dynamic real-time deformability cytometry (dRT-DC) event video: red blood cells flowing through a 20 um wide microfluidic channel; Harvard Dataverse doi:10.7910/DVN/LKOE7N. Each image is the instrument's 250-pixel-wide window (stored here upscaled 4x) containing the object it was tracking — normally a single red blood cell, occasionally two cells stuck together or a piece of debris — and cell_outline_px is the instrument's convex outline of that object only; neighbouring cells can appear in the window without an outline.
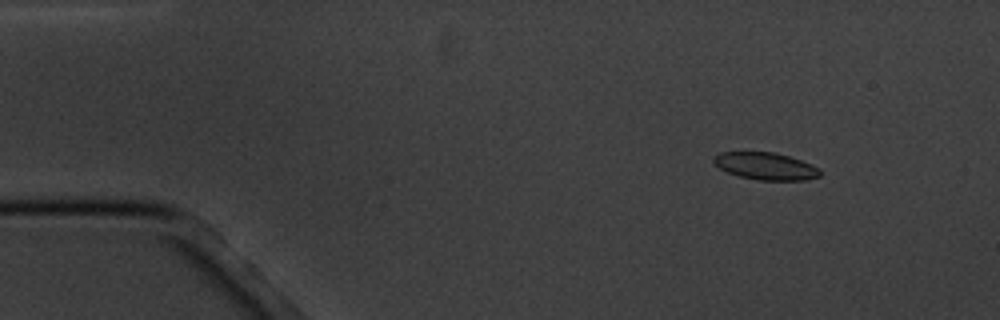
{"species": "common noctule bat (a hibernating species)", "species_latin": "Nyctalus noctula", "temperature_condition": "cold", "stored_images_in_passage": 7, "camera_frame_rate_fps": 3000, "um_per_image_px": 0.085, "animal": {"sex": "male", "body_mass_g": 20.1, "forearm_length_mm": 53.5}, "frame": {"image": 1, "passage_image": 1, "time_ms": 0.0, "image_size_px": [1000, 320], "cell_outline_px": [[820, 176], [804, 180], [756, 180], [740, 176], [728, 172], [720, 168], [712, 160], [712, 156], [720, 152], [772, 152], [788, 156], [812, 164], [820, 168]], "centroid_in_image_um": [65.07, 14.12], "position_along_channel_um": 19.9, "area_um2": 16.82}}
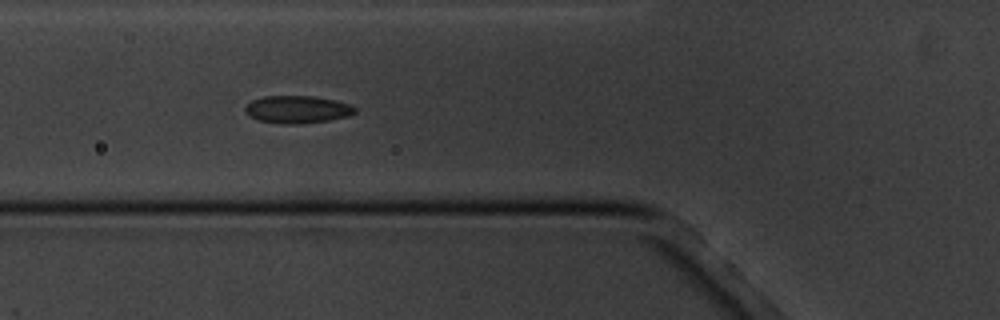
{"frame": {"image": 2, "passage_image": 5, "time_ms": 4.667, "image_size_px": [1000, 320], "cell_outline_px": [[356, 112], [348, 116], [328, 120], [296, 124], [284, 124], [260, 120], [248, 116], [244, 112], [244, 108], [252, 100], [264, 96], [312, 96], [336, 100], [348, 104], [356, 108]], "centroid_in_image_um": [25.25, 9.3], "position_along_channel_um": 100.5, "area_um2": 17.51}}
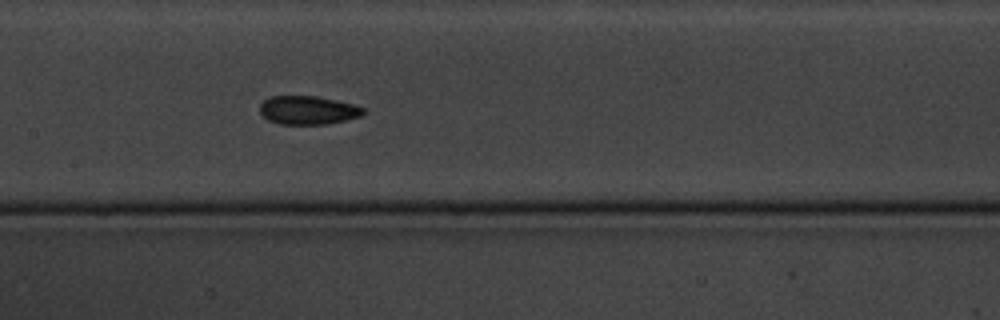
{"frame": {"image": 3, "passage_image": 7, "time_ms": 7.0, "image_size_px": [1000, 320], "cell_outline_px": [[364, 116], [328, 124], [280, 124], [268, 120], [260, 112], [260, 104], [268, 96], [316, 96], [336, 100], [352, 104], [364, 108]], "centroid_in_image_um": [26.18, 9.37], "position_along_channel_um": 181.2, "area_um2": 17.28}}